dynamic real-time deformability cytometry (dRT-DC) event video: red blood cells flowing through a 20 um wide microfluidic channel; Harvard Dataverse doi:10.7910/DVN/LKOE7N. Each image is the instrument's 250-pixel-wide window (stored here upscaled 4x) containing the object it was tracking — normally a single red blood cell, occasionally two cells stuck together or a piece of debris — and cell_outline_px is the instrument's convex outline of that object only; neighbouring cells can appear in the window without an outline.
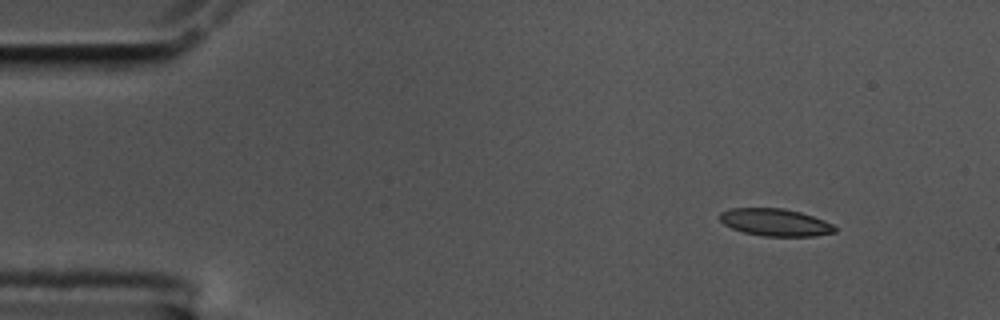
{"species": "common noctule bat (a hibernating species)", "species_latin": "Nyctalus noctula", "temperature_condition": "cold", "stored_images_in_passage": 51, "camera_frame_rate_fps": 3000, "um_per_image_px": 0.085, "animal": {"sex": "male", "body_mass_g": 17.5, "forearm_length_mm": 52.3}, "frame": {"image": 1, "passage_image": 1, "time_ms": 0.0, "image_size_px": [1000, 320], "cell_outline_px": [[836, 232], [816, 236], [764, 236], [744, 232], [732, 228], [724, 224], [720, 220], [720, 212], [732, 208], [784, 208], [800, 212], [824, 220], [832, 224], [836, 228]], "centroid_in_image_um": [65.91, 18.9], "position_along_channel_um": 19.1, "area_um2": 18.26}}
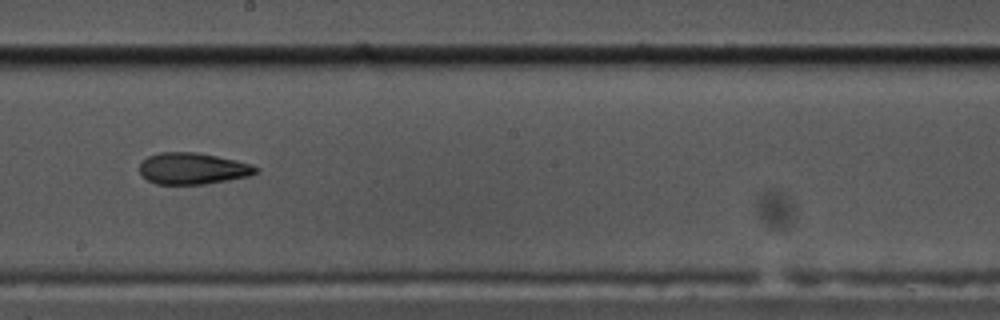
{"frame": {"image": 2, "passage_image": 26, "time_ms": 8.333, "image_size_px": [1000, 320], "cell_outline_px": [[260, 172], [252, 176], [204, 184], [156, 184], [148, 180], [140, 172], [140, 164], [148, 156], [160, 152], [196, 152], [236, 160], [252, 164], [260, 168]], "centroid_in_image_um": [16.45, 14.32], "position_along_channel_um": 231.8, "area_um2": 21.44}}
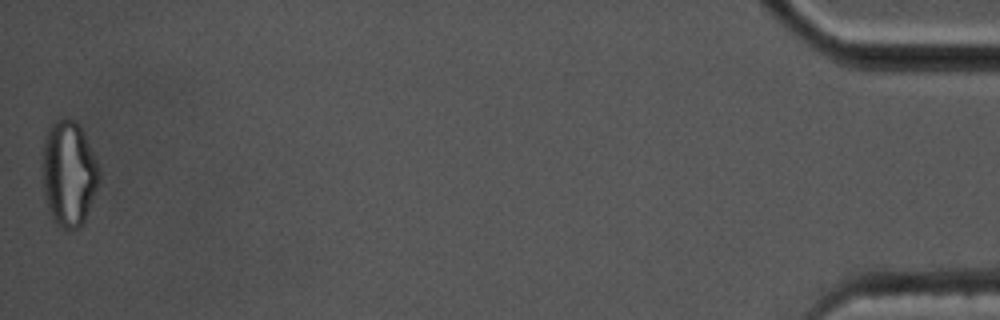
{"frame": {"image": 3, "passage_image": 51, "time_ms": 16.667, "image_size_px": [1000, 320], "cell_outline_px": [[100, 180], [84, 220], [76, 228], [68, 232], [56, 224], [52, 220], [44, 196], [44, 140], [48, 128], [60, 116], [76, 120], [96, 160], [100, 172]], "centroid_in_image_um": [5.84, 14.76], "position_along_channel_um": 429.4, "area_um2": 34.45}, "authors_computed_cell_mechanics": {"area_um2": 21.675, "velocity_mm_per_s": 3.5175, "shape_relaxation_time_tau1_ms": null, "shape_relaxation_time_tau2_ms": 3.2922, "deformation_change_tau1": null, "deformation_change_tau2": 0.1188}}